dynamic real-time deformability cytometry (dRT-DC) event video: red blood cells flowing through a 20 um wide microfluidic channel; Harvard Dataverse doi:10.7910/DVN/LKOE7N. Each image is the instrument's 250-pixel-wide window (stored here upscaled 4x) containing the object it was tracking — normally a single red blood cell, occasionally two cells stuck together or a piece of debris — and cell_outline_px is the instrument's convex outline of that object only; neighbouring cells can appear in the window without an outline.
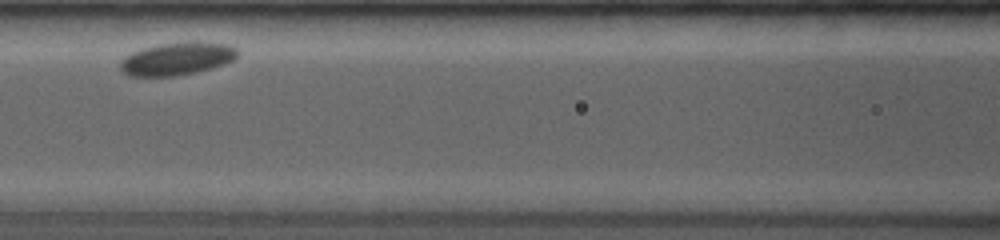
{"species": "common noctule bat (a hibernating species)", "species_latin": "Nyctalus noctula", "temperature_condition": "room temperature", "stored_images_in_passage": 7, "camera_frame_rate_fps": 4000, "um_per_image_px": 0.085, "animal": {"sex": "female", "body_mass_g": 19.0, "forearm_length_mm": 53.3}, "frame": {"image": 1, "passage_image": 5, "time_ms": 4.25, "image_size_px": [1000, 240], "cell_outline_px": [[240, 52], [232, 60], [224, 64], [196, 72], [176, 76], [128, 76], [120, 68], [120, 60], [124, 56], [132, 52], [144, 48], [160, 44], [228, 44], [236, 48]], "centroid_in_image_um": [14.99, 5.04], "position_along_channel_um": 151.6, "area_um2": 21.62}}